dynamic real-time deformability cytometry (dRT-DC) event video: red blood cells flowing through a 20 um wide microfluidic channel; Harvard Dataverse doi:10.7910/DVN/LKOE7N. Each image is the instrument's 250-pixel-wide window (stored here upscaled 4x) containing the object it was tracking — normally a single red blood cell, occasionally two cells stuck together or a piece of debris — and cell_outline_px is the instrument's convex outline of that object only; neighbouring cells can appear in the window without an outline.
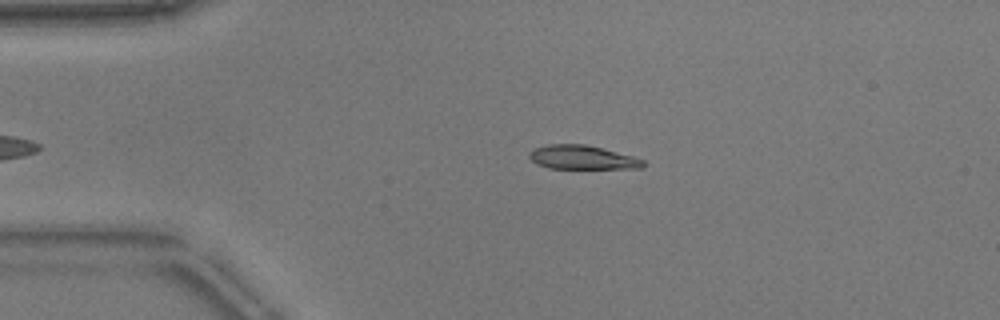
{"species": "common noctule bat (a hibernating species)", "species_latin": "Nyctalus noctula", "temperature_condition": "warm", "stored_images_in_passage": 35, "camera_frame_rate_fps": 3000, "um_per_image_px": 0.085, "animal": {"sex": "male", "body_mass_g": 17.9}, "frame": {"image": 1, "passage_image": 3, "time_ms": 0.667, "image_size_px": [1000, 320], "cell_outline_px": [[644, 164], [640, 168], [548, 168], [536, 164], [528, 156], [528, 152], [536, 148], [548, 144], [584, 144], [632, 156], [644, 160]], "centroid_in_image_um": [49.43, 13.38], "position_along_channel_um": 35.6, "area_um2": 15.61}}
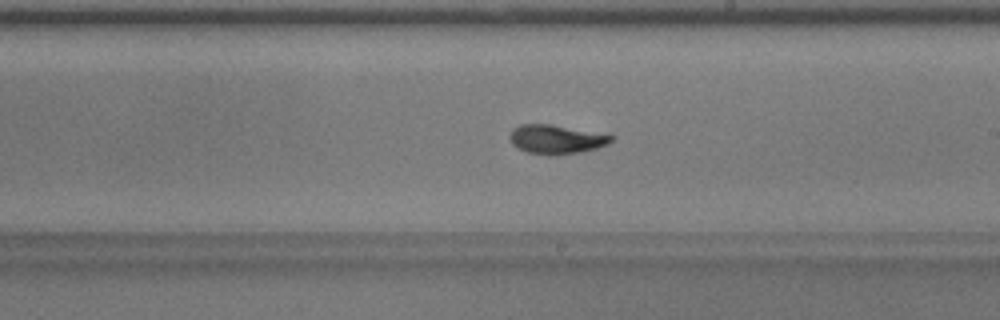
{"frame": {"image": 2, "passage_image": 22, "time_ms": 7.0, "image_size_px": [1000, 320], "cell_outline_px": [[616, 136], [608, 144], [596, 148], [580, 152], [556, 156], [548, 156], [528, 152], [512, 144], [508, 136], [512, 128], [520, 124], [552, 124], [608, 132]], "centroid_in_image_um": [47.36, 11.82], "position_along_channel_um": 241.6, "area_um2": 17.92}, "authors_computed_cell_mechanics": {"area_um2": 16.762, "velocity_mm_per_s": 3.8366, "shape_relaxation_time_tau1_ms": 3.581, "shape_relaxation_time_tau2_ms": 2.26, "deformation_change_tau1": 0.1586, "deformation_change_tau2": 0.053}}